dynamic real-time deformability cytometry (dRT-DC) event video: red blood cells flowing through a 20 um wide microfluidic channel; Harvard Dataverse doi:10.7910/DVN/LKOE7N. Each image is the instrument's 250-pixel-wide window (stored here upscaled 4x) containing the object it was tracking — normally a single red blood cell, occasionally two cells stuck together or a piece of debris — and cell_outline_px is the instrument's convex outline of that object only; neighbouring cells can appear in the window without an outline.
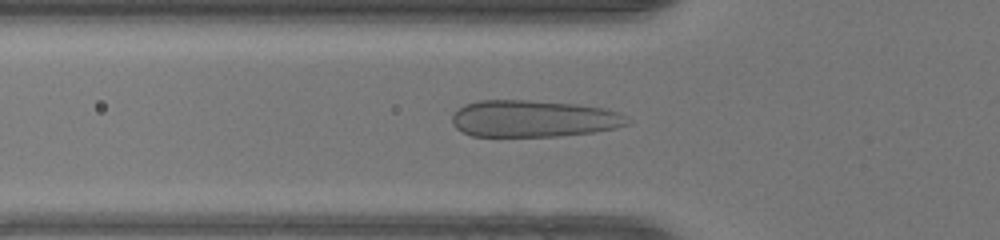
{"species": "human", "species_latin": "Homo sapiens", "temperature_condition": "warm", "stored_images_in_passage": 35, "camera_frame_rate_fps": 3000, "um_per_image_px": 0.085, "donor": {"sex": "female"}, "frame": {"image": 1, "passage_image": 8, "time_ms": 2.333, "image_size_px": [1000, 240], "cell_outline_px": [[632, 120], [628, 124], [616, 128], [592, 132], [560, 136], [472, 136], [456, 128], [452, 124], [452, 116], [464, 104], [476, 100], [528, 100], [576, 104], [604, 108], [616, 112]], "centroid_in_image_um": [45.34, 10.08], "position_along_channel_um": 80.5, "area_um2": 37.63}}
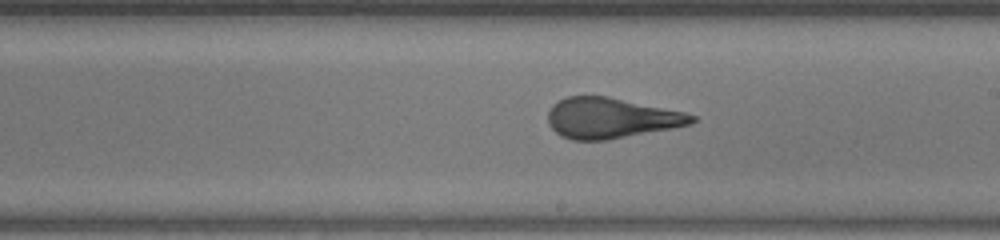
{"frame": {"image": 2, "passage_image": 19, "time_ms": 6.0, "image_size_px": [1000, 240], "cell_outline_px": [[696, 120], [692, 124], [672, 128], [608, 140], [572, 140], [560, 136], [548, 124], [548, 112], [552, 104], [568, 96], [608, 96], [684, 112], [696, 116]], "centroid_in_image_um": [51.91, 10.04], "position_along_channel_um": 237.1, "area_um2": 33.93}}
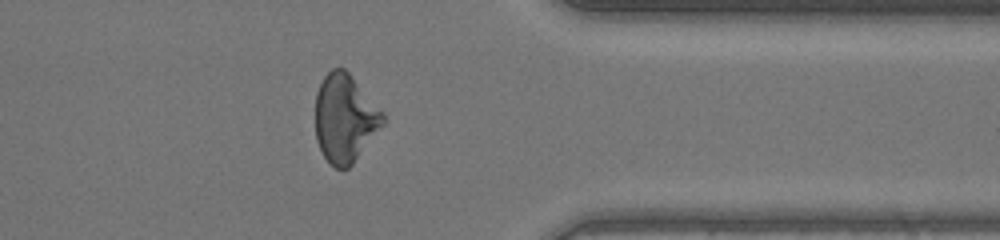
{"frame": {"image": 3, "passage_image": 30, "time_ms": 9.667, "image_size_px": [1000, 240], "cell_outline_px": [[384, 124], [352, 164], [348, 168], [336, 168], [324, 156], [316, 140], [316, 92], [324, 76], [332, 68], [344, 68], [348, 72], [384, 112]], "centroid_in_image_um": [29.32, 10.04], "position_along_channel_um": 382.1, "area_um2": 34.39}, "authors_computed_cell_mechanics": {"area_um2": 34.5644, "velocity_mm_per_s": 4.2799, "shape_relaxation_time_tau1_ms": 9.2124, "shape_relaxation_time_tau2_ms": null, "deformation_change_tau1": 0.2883, "deformation_change_tau2": null}}